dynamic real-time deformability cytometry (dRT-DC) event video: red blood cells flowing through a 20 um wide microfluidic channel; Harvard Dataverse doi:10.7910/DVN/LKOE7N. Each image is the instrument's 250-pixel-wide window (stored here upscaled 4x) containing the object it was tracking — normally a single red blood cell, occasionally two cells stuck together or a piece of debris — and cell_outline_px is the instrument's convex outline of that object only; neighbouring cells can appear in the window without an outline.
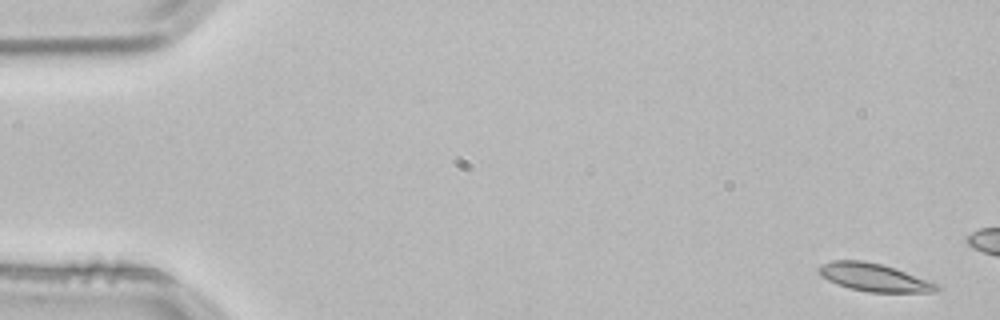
{"species": "common noctule bat (a hibernating species)", "species_latin": "Nyctalus noctula", "temperature_condition": "room temperature", "stored_images_in_passage": 3, "camera_frame_rate_fps": 3000, "um_per_image_px": 0.085, "animal": {"sex": "male", "body_mass_g": 21.5, "forearm_length_mm": 52.0}, "frame": {"image": 1, "passage_image": 1, "time_ms": 0.0, "image_size_px": [1000, 320], "cell_outline_px": [[940, 288], [932, 292], [868, 292], [848, 288], [836, 284], [820, 276], [816, 268], [820, 264], [832, 260], [864, 260], [884, 264], [896, 268], [940, 284]], "centroid_in_image_um": [74.26, 23.56], "position_along_channel_um": 10.7, "area_um2": 19.54}}